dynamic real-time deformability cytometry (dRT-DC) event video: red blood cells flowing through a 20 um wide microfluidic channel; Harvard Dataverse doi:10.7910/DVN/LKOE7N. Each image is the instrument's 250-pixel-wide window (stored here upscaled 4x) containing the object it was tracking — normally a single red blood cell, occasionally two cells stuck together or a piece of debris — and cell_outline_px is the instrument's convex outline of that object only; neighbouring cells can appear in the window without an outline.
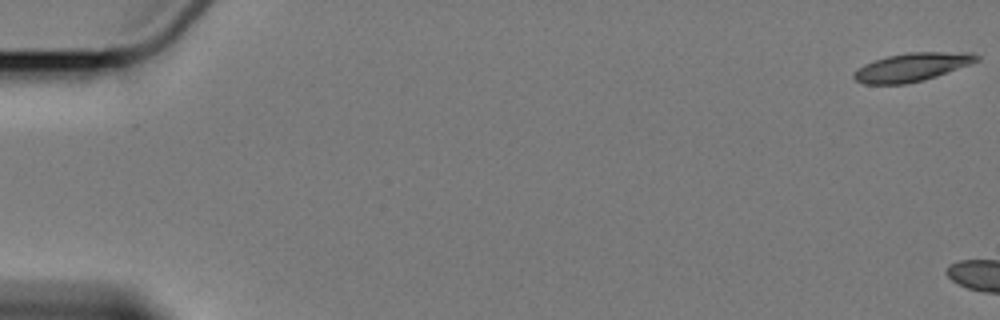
{"species": "Egyptian fruit bat (a non-hibernating species)", "species_latin": "Rousettus aegyptiacus", "temperature_condition": "cold", "stored_images_in_passage": 9, "camera_frame_rate_fps": 3000, "um_per_image_px": 0.085, "animal": {"sex": "female"}, "frame": {"image": 1, "passage_image": 1, "time_ms": 0.0, "image_size_px": [1000, 320], "cell_outline_px": [[980, 60], [936, 76], [924, 80], [908, 84], [864, 84], [856, 80], [852, 76], [852, 72], [864, 64], [888, 56], [908, 52], [972, 52], [980, 56]], "centroid_in_image_um": [77.51, 5.7], "position_along_channel_um": 7.5, "area_um2": 20.29}}
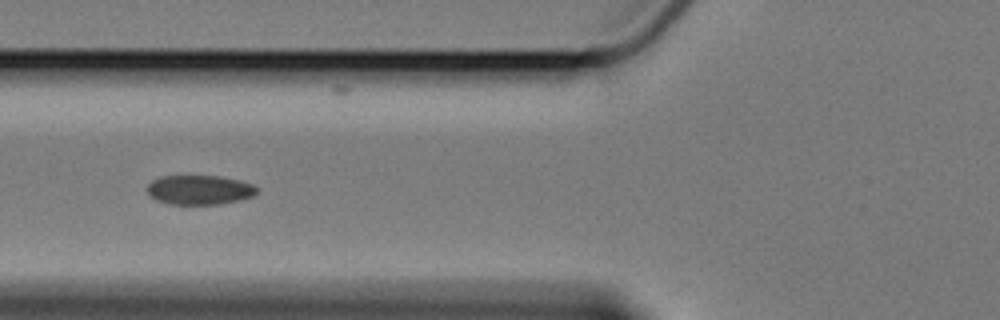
{"frame": {"image": 2, "passage_image": 8, "time_ms": 9.0, "image_size_px": [1000, 320], "cell_outline_px": [[260, 192], [252, 196], [240, 200], [220, 204], [168, 204], [156, 200], [148, 196], [148, 184], [152, 180], [160, 176], [220, 176], [240, 180], [252, 184], [260, 188]], "centroid_in_image_um": [16.98, 16.14], "position_along_channel_um": 108.8, "area_um2": 19.07}}
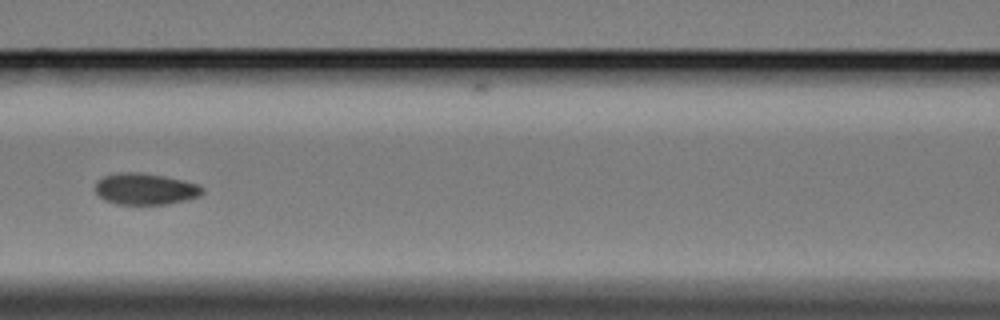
{"frame": {"image": 3, "passage_image": 9, "time_ms": 10.333, "image_size_px": [1000, 320], "cell_outline_px": [[204, 192], [200, 196], [168, 204], [116, 204], [104, 200], [96, 192], [96, 180], [104, 176], [116, 172], [140, 172], [164, 176], [184, 180], [196, 184], [204, 188]], "centroid_in_image_um": [12.34, 16.05], "position_along_channel_um": 154.3, "area_um2": 19.71}}